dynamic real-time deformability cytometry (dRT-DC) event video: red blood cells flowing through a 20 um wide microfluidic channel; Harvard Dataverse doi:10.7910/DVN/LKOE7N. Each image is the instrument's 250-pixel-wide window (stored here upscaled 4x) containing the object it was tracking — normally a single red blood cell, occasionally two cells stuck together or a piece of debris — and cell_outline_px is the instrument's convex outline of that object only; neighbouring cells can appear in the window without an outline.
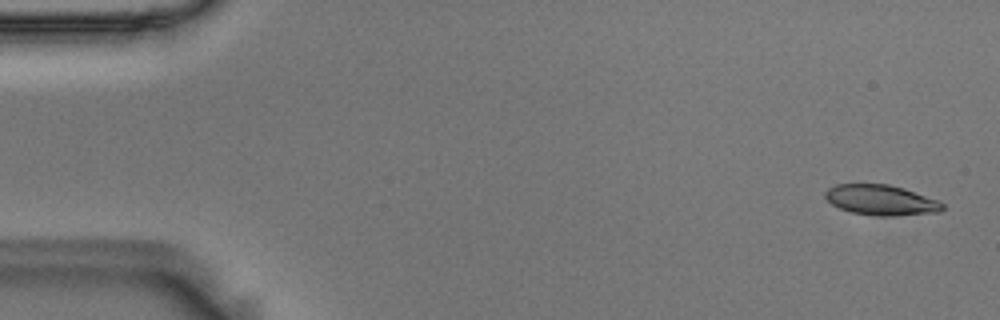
{"species": "Egyptian fruit bat (a non-hibernating species)", "species_latin": "Rousettus aegyptiacus", "temperature_condition": "room temperature", "stored_images_in_passage": 15, "camera_frame_rate_fps": 3000, "um_per_image_px": 0.085, "animal": {"sex": "male"}, "frame": {"image": 1, "passage_image": 2, "time_ms": 0.333, "image_size_px": [1000, 320], "cell_outline_px": [[944, 208], [940, 212], [896, 216], [880, 216], [852, 212], [840, 208], [832, 204], [824, 196], [824, 192], [828, 188], [836, 184], [888, 184], [904, 188], [940, 200], [944, 204]], "centroid_in_image_um": [74.93, 17.0], "position_along_channel_um": 10.1, "area_um2": 20.87}}
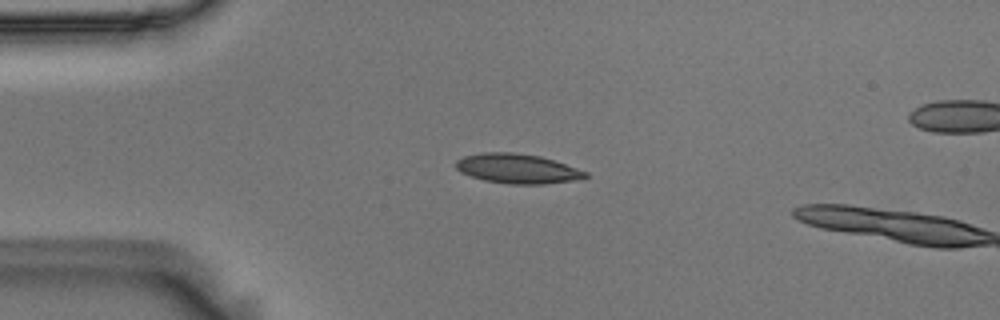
{"frame": {"image": 2, "passage_image": 13, "time_ms": 4.0, "image_size_px": [1000, 320], "cell_outline_px": [[588, 176], [572, 180], [544, 184], [508, 184], [484, 180], [460, 172], [456, 168], [456, 160], [464, 156], [484, 152], [512, 152], [540, 156], [588, 172]], "centroid_in_image_um": [43.94, 14.33], "position_along_channel_um": 41.1, "area_um2": 22.08}}